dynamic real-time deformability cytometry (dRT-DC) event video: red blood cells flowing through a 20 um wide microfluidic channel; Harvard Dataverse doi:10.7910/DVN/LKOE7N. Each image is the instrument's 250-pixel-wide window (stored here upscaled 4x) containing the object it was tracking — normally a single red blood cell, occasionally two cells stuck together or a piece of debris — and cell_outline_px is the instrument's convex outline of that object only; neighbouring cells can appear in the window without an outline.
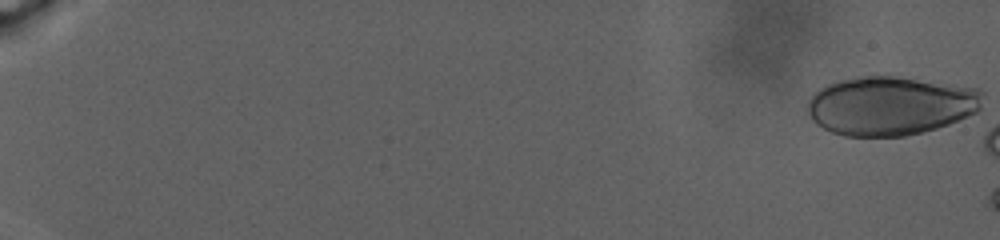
{"species": "human", "species_latin": "Homo sapiens", "temperature_condition": "warm", "stored_images_in_passage": 16, "camera_frame_rate_fps": 3000, "um_per_image_px": 0.085, "donor": {"sex": "male"}, "frame": {"image": 1, "passage_image": 1, "time_ms": 0.0, "image_size_px": [1000, 240], "cell_outline_px": [[984, 96], [980, 108], [976, 112], [968, 116], [948, 124], [936, 128], [904, 136], [844, 136], [832, 132], [816, 124], [808, 116], [808, 100], [820, 88], [828, 84], [840, 80], [860, 76], [896, 76], [980, 88], [984, 92]], "centroid_in_image_um": [75.71, 8.98], "position_along_channel_um": 9.3, "area_um2": 60.17}}